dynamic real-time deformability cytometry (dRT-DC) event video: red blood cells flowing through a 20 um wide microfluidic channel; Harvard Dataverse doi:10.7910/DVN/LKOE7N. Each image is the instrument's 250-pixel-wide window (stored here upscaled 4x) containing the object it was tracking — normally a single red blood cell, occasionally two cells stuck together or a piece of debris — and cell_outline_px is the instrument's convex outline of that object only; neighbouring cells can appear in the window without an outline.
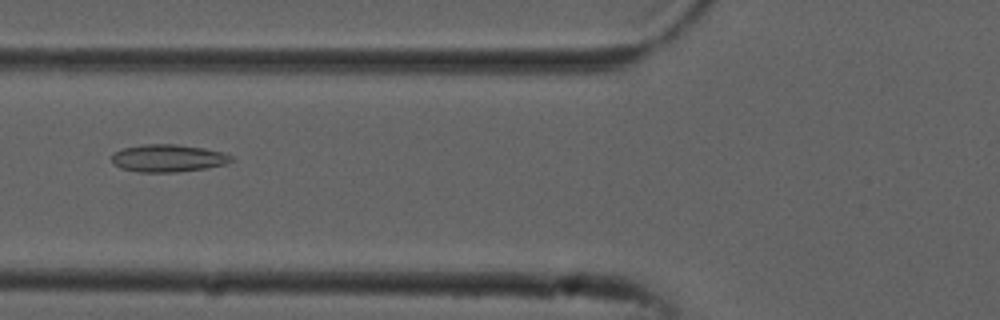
{"species": "common noctule bat (a hibernating species)", "species_latin": "Nyctalus noctula", "temperature_condition": "cold", "stored_images_in_passage": 50, "camera_frame_rate_fps": 3000, "um_per_image_px": 0.085, "animal": {"sex": "male", "forearm_length_mm": 52.5}, "frame": {"image": 1, "passage_image": 17, "time_ms": 5.333, "image_size_px": [1000, 320], "cell_outline_px": [[236, 160], [228, 164], [204, 168], [176, 172], [140, 172], [120, 168], [112, 164], [112, 152], [124, 148], [144, 144], [176, 144], [204, 148], [224, 152], [232, 156]], "centroid_in_image_um": [14.3, 13.44], "position_along_channel_um": 111.5, "area_um2": 19.36}}
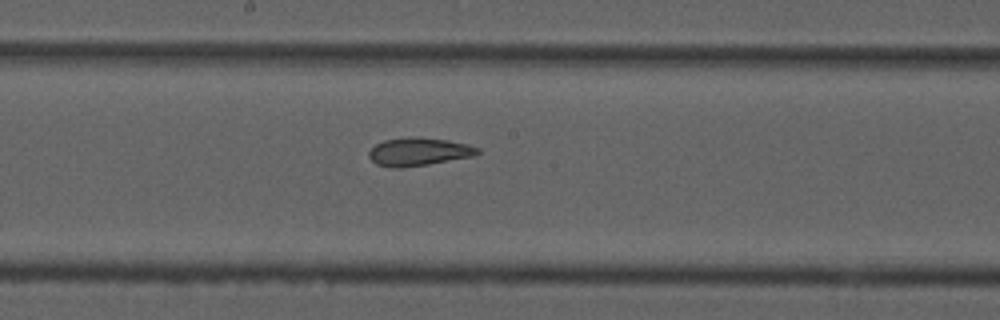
{"frame": {"image": 2, "passage_image": 25, "time_ms": 8.0, "image_size_px": [1000, 320], "cell_outline_px": [[480, 152], [472, 156], [428, 164], [400, 168], [392, 168], [376, 164], [368, 156], [368, 152], [376, 144], [384, 140], [412, 136], [448, 140], [468, 144], [480, 148]], "centroid_in_image_um": [35.57, 12.89], "position_along_channel_um": 212.6, "area_um2": 17.74}}
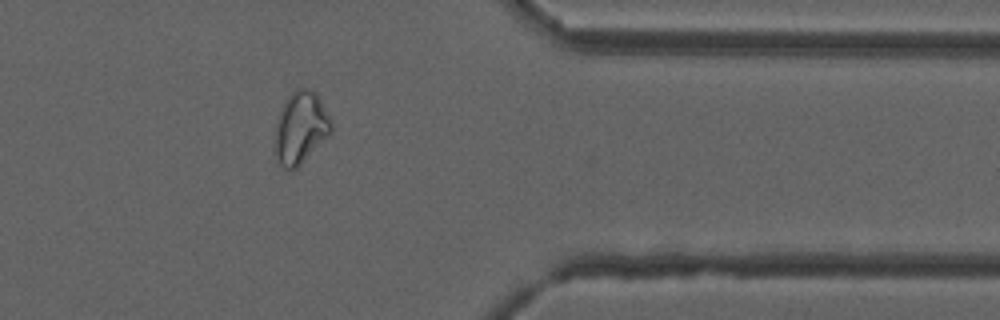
{"frame": {"image": 3, "passage_image": 40, "time_ms": 13.0, "image_size_px": [1000, 320], "cell_outline_px": [[332, 132], [292, 172], [288, 172], [280, 164], [276, 156], [276, 120], [280, 108], [284, 100], [296, 88], [312, 88], [320, 96], [332, 120]], "centroid_in_image_um": [25.57, 10.81], "position_along_channel_um": 385.8, "area_um2": 23.93}, "authors_computed_cell_mechanics": {"area_um2": 20.4901, "velocity_mm_per_s": 3.7858, "shape_relaxation_time_tau1_ms": 9.9784, "shape_relaxation_time_tau2_ms": 2.4523, "deformation_change_tau1": 0.2173, "deformation_change_tau2": 0.1034}}